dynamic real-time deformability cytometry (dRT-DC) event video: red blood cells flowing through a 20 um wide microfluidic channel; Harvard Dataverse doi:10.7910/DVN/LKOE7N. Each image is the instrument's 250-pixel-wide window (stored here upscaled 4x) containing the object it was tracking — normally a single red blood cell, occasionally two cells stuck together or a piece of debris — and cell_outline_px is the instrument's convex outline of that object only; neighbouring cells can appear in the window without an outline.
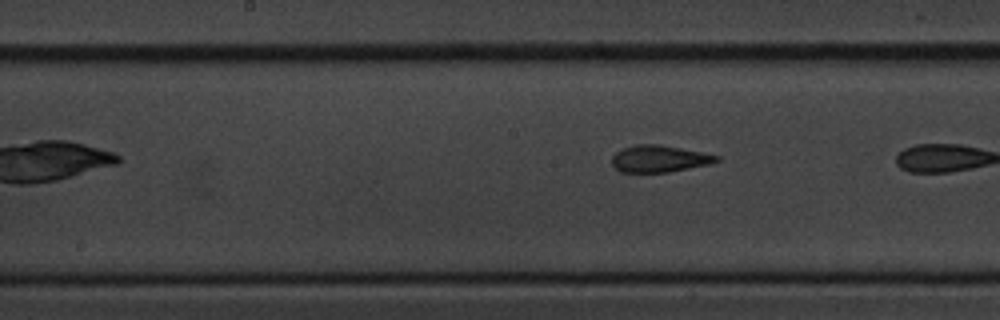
{"species": "common noctule bat (a hibernating species)", "species_latin": "Nyctalus noctula", "temperature_condition": "cold", "stored_images_in_passage": 7, "camera_frame_rate_fps": 3000, "um_per_image_px": 0.085, "animal": {"sex": "male", "body_mass_g": 20.1, "forearm_length_mm": 53.5}, "frame": {"image": 1, "passage_image": 7, "time_ms": 7.667, "image_size_px": [1000, 320], "cell_outline_px": [[720, 160], [708, 164], [668, 172], [620, 172], [612, 164], [612, 156], [616, 152], [624, 148], [636, 144], [660, 144], [720, 156]], "centroid_in_image_um": [56.01, 13.49], "position_along_channel_um": 192.2, "area_um2": 16.18}}